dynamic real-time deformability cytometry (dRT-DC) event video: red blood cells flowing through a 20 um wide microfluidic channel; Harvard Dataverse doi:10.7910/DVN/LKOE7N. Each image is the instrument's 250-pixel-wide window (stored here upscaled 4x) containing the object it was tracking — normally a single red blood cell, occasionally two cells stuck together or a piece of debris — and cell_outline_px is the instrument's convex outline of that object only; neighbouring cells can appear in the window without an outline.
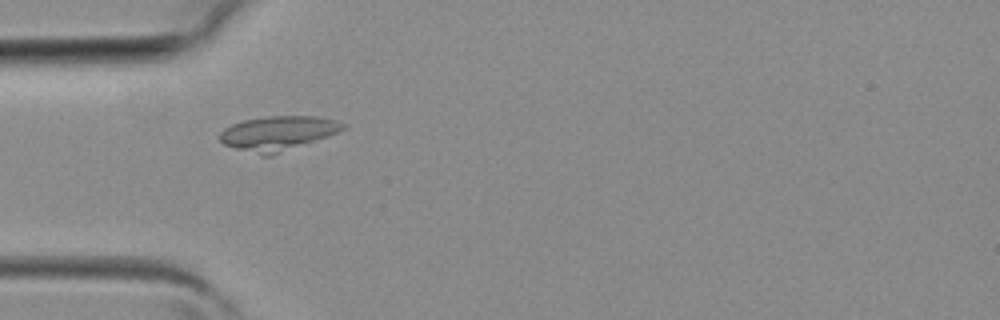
{"species": "common noctule bat (a hibernating species)", "species_latin": "Nyctalus noctula", "temperature_condition": "room temperature", "stored_images_in_passage": 3, "camera_frame_rate_fps": 3000, "um_per_image_px": 0.085, "animal": {"sex": "female", "body_mass_g": 19.3, "forearm_length_mm": 54.1}, "frame": {"image": 1, "passage_image": 3, "time_ms": 0.667, "image_size_px": [1000, 320], "cell_outline_px": [[344, 128], [328, 136], [272, 156], [260, 156], [224, 144], [220, 140], [220, 132], [224, 128], [232, 124], [244, 120], [268, 116], [312, 116], [336, 120], [344, 124]], "centroid_in_image_um": [23.58, 11.34], "position_along_channel_um": 61.4, "area_um2": 24.51}}